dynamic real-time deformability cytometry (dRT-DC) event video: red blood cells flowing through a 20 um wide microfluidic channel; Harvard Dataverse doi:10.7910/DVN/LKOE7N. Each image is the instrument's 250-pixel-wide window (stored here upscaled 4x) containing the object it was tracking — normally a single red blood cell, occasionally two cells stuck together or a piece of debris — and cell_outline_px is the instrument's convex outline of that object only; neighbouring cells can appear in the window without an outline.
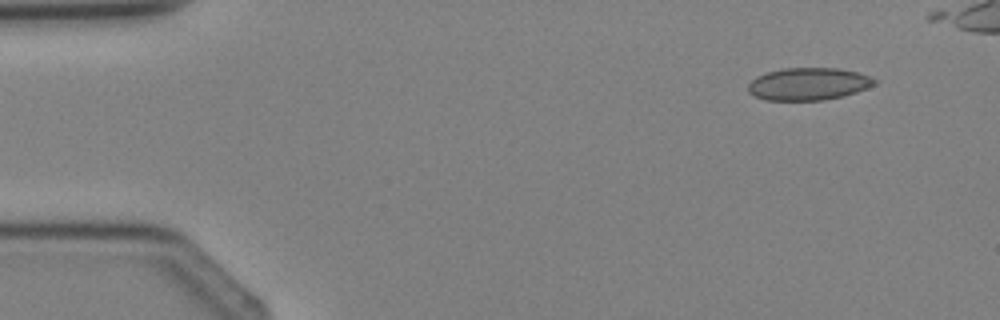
{"species": "Egyptian fruit bat (a non-hibernating species)", "species_latin": "Rousettus aegyptiacus", "temperature_condition": "cold", "stored_images_in_passage": 4, "camera_frame_rate_fps": 3000, "um_per_image_px": 0.085, "animal": {"sex": "female"}, "frame": {"image": 1, "passage_image": 1, "time_ms": 0.0, "image_size_px": [1000, 320], "cell_outline_px": [[876, 84], [856, 92], [844, 96], [824, 100], [768, 100], [756, 96], [748, 92], [748, 84], [756, 76], [768, 72], [784, 68], [840, 68], [856, 72], [868, 76], [876, 80]], "centroid_in_image_um": [68.71, 7.13], "position_along_channel_um": 16.3, "area_um2": 23.76}}
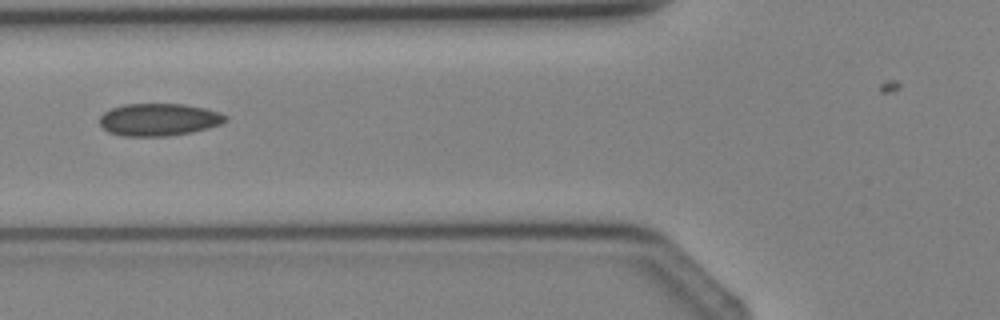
{"frame": {"image": 2, "passage_image": 4, "time_ms": 3.667, "image_size_px": [1000, 320], "cell_outline_px": [[228, 120], [220, 124], [208, 128], [192, 132], [168, 136], [120, 136], [108, 132], [100, 124], [100, 116], [104, 112], [112, 108], [124, 104], [184, 104], [204, 108], [220, 112], [228, 116]], "centroid_in_image_um": [13.51, 10.17], "position_along_channel_um": 112.3, "area_um2": 23.87}}